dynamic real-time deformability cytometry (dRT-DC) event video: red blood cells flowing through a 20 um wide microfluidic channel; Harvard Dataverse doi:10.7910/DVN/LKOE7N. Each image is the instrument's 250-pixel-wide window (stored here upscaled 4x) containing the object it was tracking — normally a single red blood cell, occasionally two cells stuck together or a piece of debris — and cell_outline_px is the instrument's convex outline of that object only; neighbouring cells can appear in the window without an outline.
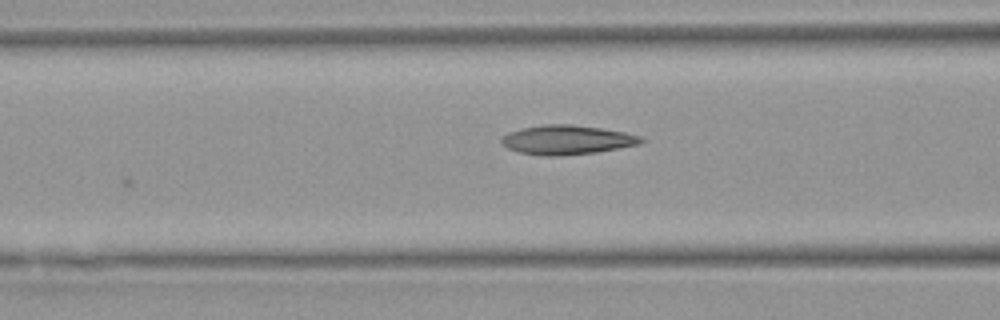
{"species": "Egyptian fruit bat (a non-hibernating species)", "species_latin": "Rousettus aegyptiacus", "temperature_condition": "warm", "stored_images_in_passage": 6, "segment_of_instrument_passage": [1, 2], "camera_frame_rate_fps": 3000, "um_per_image_px": 0.085, "animal": {"sex": "female"}, "frame": {"image": 1, "passage_image": 5, "time_ms": 4.667, "image_size_px": [1000, 320], "cell_outline_px": [[644, 140], [640, 144], [596, 152], [560, 156], [544, 156], [520, 152], [508, 148], [500, 140], [508, 132], [520, 128], [544, 124], [572, 124], [600, 128], [624, 132], [640, 136]], "centroid_in_image_um": [48.18, 11.88], "position_along_channel_um": 118.4, "area_um2": 23.7}}